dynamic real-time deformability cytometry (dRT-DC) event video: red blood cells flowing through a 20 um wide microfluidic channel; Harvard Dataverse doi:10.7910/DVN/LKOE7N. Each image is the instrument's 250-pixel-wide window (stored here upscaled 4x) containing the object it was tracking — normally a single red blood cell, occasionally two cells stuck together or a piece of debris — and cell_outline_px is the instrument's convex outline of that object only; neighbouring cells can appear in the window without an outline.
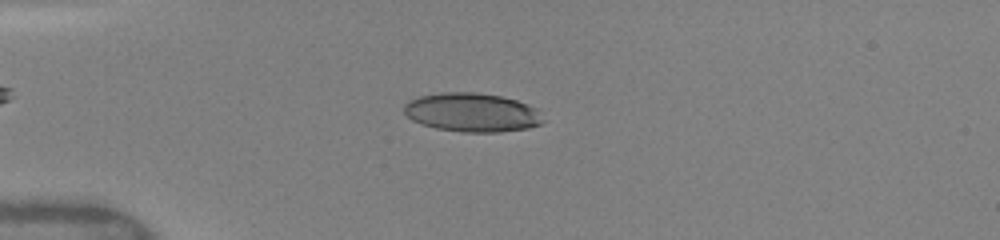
{"species": "human", "species_latin": "Homo sapiens", "temperature_condition": "warm", "stored_images_in_passage": 53, "camera_frame_rate_fps": 3000, "um_per_image_px": 0.085, "donor": {"sex": "female"}, "frame": {"image": 1, "passage_image": 14, "time_ms": 4.0, "image_size_px": [1000, 240], "cell_outline_px": [[544, 120], [540, 124], [528, 128], [500, 132], [460, 132], [436, 128], [420, 124], [412, 120], [404, 112], [404, 104], [408, 100], [420, 96], [440, 92], [476, 92], [500, 96], [516, 100], [528, 104], [536, 108]], "centroid_in_image_um": [40.1, 9.55], "position_along_channel_um": 44.9, "area_um2": 31.62}}
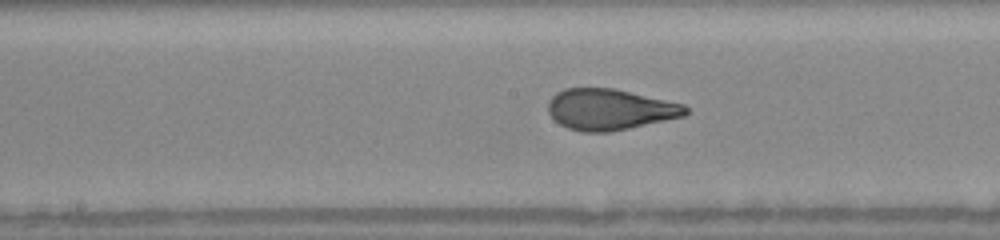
{"frame": {"image": 2, "passage_image": 27, "time_ms": 8.333, "image_size_px": [1000, 240], "cell_outline_px": [[688, 112], [684, 116], [612, 132], [584, 132], [568, 128], [560, 124], [548, 112], [548, 100], [556, 92], [564, 88], [612, 88], [684, 104], [688, 108]], "centroid_in_image_um": [51.82, 9.3], "position_along_channel_um": 196.4, "area_um2": 32.77}}
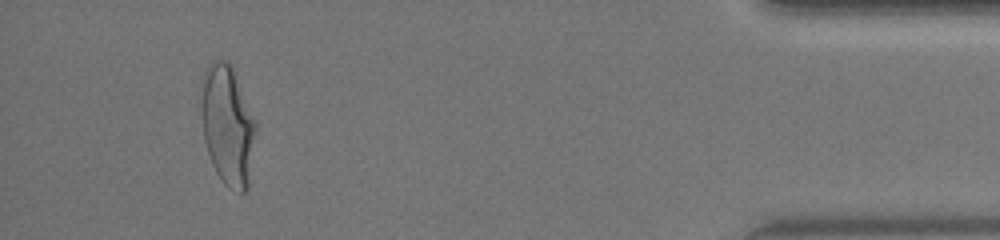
{"frame": {"image": 3, "passage_image": 49, "time_ms": 15.0, "image_size_px": [1000, 240], "cell_outline_px": [[256, 128], [248, 188], [244, 192], [240, 192], [228, 188], [224, 184], [216, 172], [212, 164], [204, 140], [200, 112], [200, 80], [204, 68], [212, 60], [228, 60], [232, 64], [256, 120]], "centroid_in_image_um": [19.31, 10.56], "position_along_channel_um": 415.9, "area_um2": 39.07}, "authors_computed_cell_mechanics": {"area_um2": 32.8882, "velocity_mm_per_s": 4.1315, "shape_relaxation_time_tau1_ms": 4.978, "shape_relaxation_time_tau2_ms": null, "deformation_change_tau1": 0.213, "deformation_change_tau2": null}}